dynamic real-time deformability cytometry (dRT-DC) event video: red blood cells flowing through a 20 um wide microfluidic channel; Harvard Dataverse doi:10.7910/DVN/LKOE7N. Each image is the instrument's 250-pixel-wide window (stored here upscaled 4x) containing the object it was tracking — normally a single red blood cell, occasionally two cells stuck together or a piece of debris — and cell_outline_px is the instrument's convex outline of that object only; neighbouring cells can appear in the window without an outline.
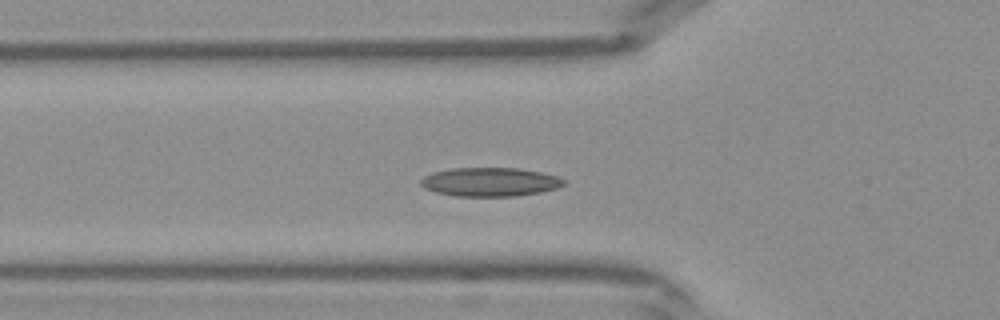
{"species": "Egyptian fruit bat (a non-hibernating species)", "species_latin": "Rousettus aegyptiacus", "temperature_condition": "warm", "stored_images_in_passage": 35, "camera_frame_rate_fps": 3000, "um_per_image_px": 0.085, "frame": {"image": 1, "passage_image": 7, "time_ms": 2.0, "image_size_px": [1000, 320], "cell_outline_px": [[564, 184], [556, 188], [540, 192], [516, 196], [456, 196], [436, 192], [424, 188], [420, 184], [420, 180], [424, 176], [432, 172], [452, 168], [520, 168], [540, 172], [556, 176], [564, 180]], "centroid_in_image_um": [41.61, 15.46], "position_along_channel_um": 84.2, "area_um2": 23.93}}
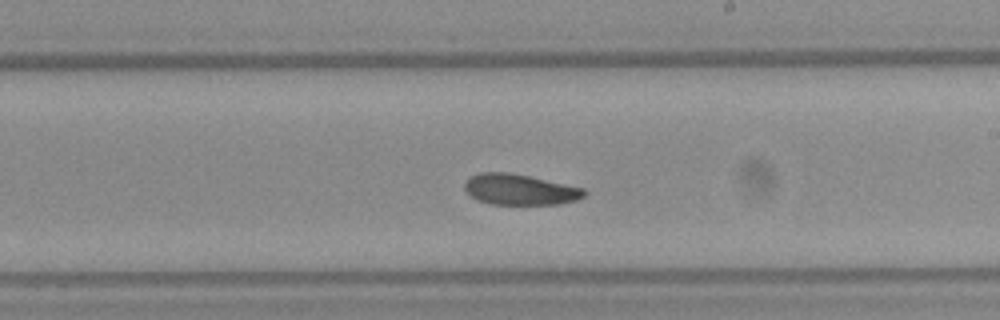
{"frame": {"image": 2, "passage_image": 17, "time_ms": 5.333, "image_size_px": [1000, 320], "cell_outline_px": [[588, 192], [584, 196], [576, 200], [560, 204], [492, 204], [476, 200], [464, 188], [464, 184], [468, 176], [480, 172], [508, 172], [528, 176], [584, 188]], "centroid_in_image_um": [44.17, 16.11], "position_along_channel_um": 244.8, "area_um2": 21.44}}
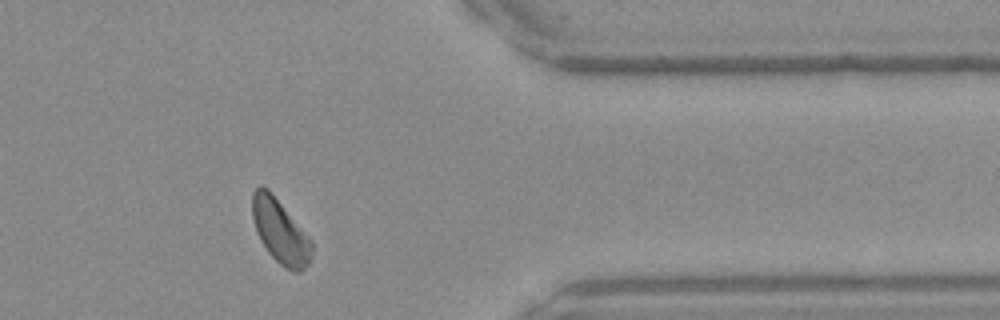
{"frame": {"image": 3, "passage_image": 27, "time_ms": 8.667, "image_size_px": [1000, 320], "cell_outline_px": [[312, 252], [308, 264], [300, 272], [292, 272], [284, 268], [268, 252], [260, 240], [256, 232], [252, 216], [252, 192], [260, 184], [268, 188], [312, 240]], "centroid_in_image_um": [23.8, 19.66], "position_along_channel_um": 387.6, "area_um2": 22.2}}